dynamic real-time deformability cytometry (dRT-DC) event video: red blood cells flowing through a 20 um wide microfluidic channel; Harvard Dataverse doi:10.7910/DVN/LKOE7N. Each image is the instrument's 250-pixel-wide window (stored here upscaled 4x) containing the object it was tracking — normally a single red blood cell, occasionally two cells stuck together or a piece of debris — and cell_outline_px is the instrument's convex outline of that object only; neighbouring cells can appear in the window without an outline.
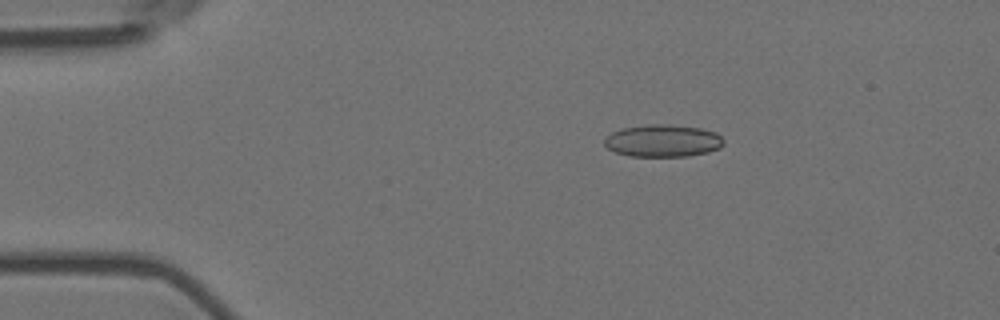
{"species": "Egyptian fruit bat (a non-hibernating species)", "species_latin": "Rousettus aegyptiacus", "temperature_condition": "room temperature", "stored_images_in_passage": 5, "camera_frame_rate_fps": 3000, "um_per_image_px": 0.085, "animal": {"sex": "female"}, "frame": {"image": 1, "passage_image": 2, "time_ms": 0.333, "image_size_px": [1000, 320], "cell_outline_px": [[724, 144], [720, 148], [708, 152], [688, 156], [628, 156], [616, 152], [608, 148], [604, 144], [604, 140], [612, 132], [620, 128], [644, 124], [668, 124], [700, 128], [716, 132], [724, 140]], "centroid_in_image_um": [56.35, 11.95], "position_along_channel_um": 28.7, "area_um2": 22.6}}
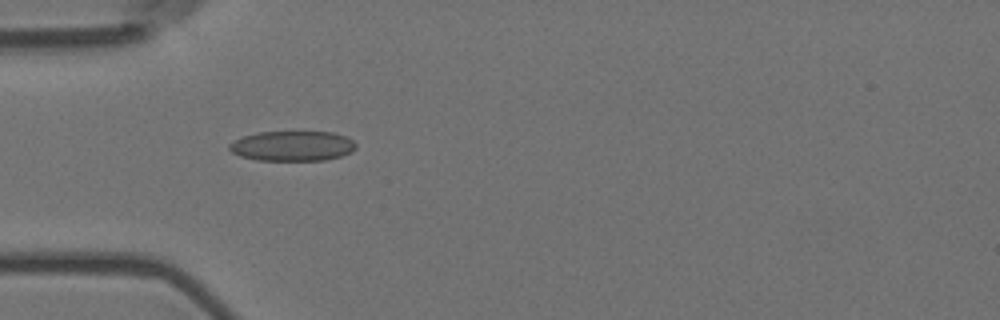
{"frame": {"image": 2, "passage_image": 4, "time_ms": 1.0, "image_size_px": [1000, 320], "cell_outline_px": [[356, 148], [352, 152], [340, 156], [324, 160], [256, 160], [240, 156], [232, 152], [228, 148], [228, 144], [244, 136], [260, 132], [332, 132], [344, 136], [352, 140], [356, 144]], "centroid_in_image_um": [24.86, 12.41], "position_along_channel_um": 60.1, "area_um2": 22.02}}
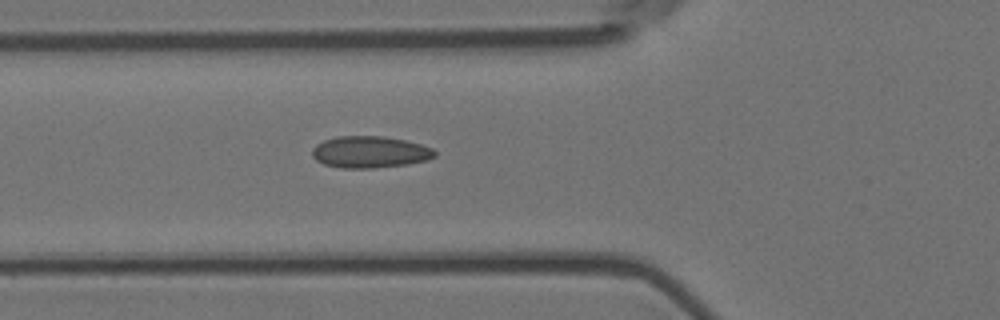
{"frame": {"image": 3, "passage_image": 5, "time_ms": 1.333, "image_size_px": [1000, 320], "cell_outline_px": [[436, 156], [428, 160], [408, 164], [372, 168], [340, 168], [324, 164], [316, 160], [312, 156], [312, 148], [316, 144], [324, 140], [336, 136], [384, 136], [404, 140], [420, 144], [432, 148], [436, 152]], "centroid_in_image_um": [31.43, 12.92], "position_along_channel_um": 94.4, "area_um2": 22.77}}